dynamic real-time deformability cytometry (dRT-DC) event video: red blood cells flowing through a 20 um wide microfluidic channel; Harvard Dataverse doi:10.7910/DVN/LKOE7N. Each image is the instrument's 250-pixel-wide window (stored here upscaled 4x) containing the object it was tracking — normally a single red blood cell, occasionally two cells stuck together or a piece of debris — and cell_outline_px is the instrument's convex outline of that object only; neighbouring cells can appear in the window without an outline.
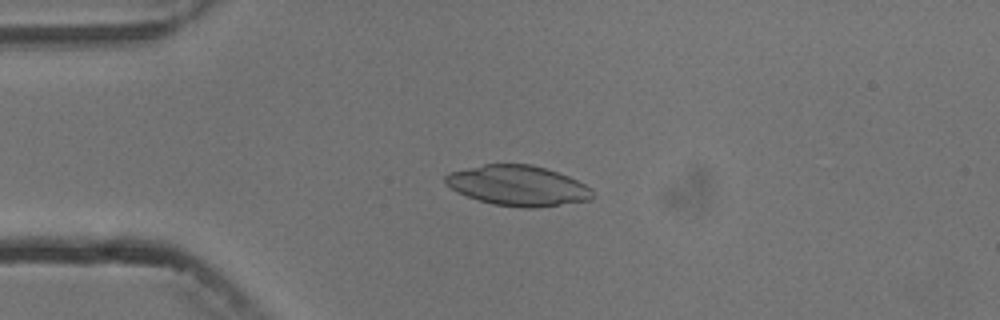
{"species": "common noctule bat (a hibernating species)", "species_latin": "Nyctalus noctula", "temperature_condition": "cold", "stored_images_in_passage": 4, "camera_frame_rate_fps": 3000, "um_per_image_px": 0.085, "animal": {"sex": "male", "body_mass_g": 13.3}, "frame": {"image": 1, "passage_image": 3, "time_ms": 2.333, "image_size_px": [1000, 320], "cell_outline_px": [[592, 200], [536, 208], [520, 208], [492, 204], [468, 196], [444, 184], [444, 176], [448, 172], [484, 164], [532, 164], [568, 176], [592, 188]], "centroid_in_image_um": [44.02, 15.78], "position_along_channel_um": 41.0, "area_um2": 34.51}}